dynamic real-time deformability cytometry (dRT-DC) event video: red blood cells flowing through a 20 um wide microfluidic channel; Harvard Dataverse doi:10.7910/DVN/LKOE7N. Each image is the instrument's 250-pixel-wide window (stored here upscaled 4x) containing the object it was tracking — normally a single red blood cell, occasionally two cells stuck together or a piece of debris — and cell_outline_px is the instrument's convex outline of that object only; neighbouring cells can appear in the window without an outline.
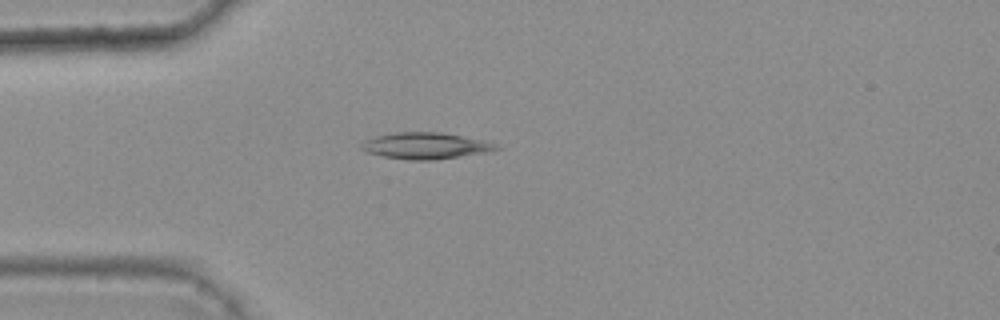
{"species": "common noctule bat (a hibernating species)", "species_latin": "Nyctalus noctula", "temperature_condition": "warm", "stored_images_in_passage": 4, "camera_frame_rate_fps": 3000, "um_per_image_px": 0.085, "animal": {"sex": "female", "body_mass_g": 25.1}, "frame": {"image": 1, "passage_image": 4, "time_ms": 1.0, "image_size_px": [1000, 320], "cell_outline_px": [[500, 148], [484, 152], [432, 160], [412, 160], [384, 156], [368, 152], [360, 148], [364, 140], [376, 136], [396, 132], [440, 132], [484, 140], [496, 144]], "centroid_in_image_um": [36.14, 12.38], "position_along_channel_um": 48.9, "area_um2": 20.29}}